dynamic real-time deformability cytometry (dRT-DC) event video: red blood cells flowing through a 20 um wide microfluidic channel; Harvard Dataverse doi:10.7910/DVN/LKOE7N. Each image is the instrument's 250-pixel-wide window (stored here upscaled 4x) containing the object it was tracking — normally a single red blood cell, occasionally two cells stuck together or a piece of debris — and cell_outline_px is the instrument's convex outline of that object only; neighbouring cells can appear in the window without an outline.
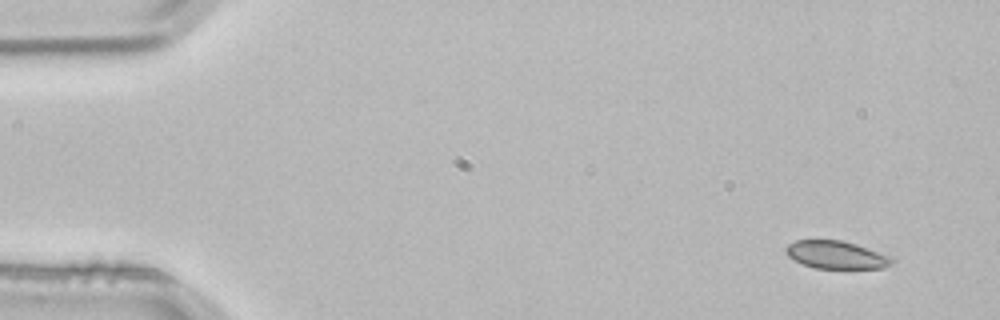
{"species": "common noctule bat (a hibernating species)", "species_latin": "Nyctalus noctula", "temperature_condition": "room temperature", "stored_images_in_passage": 4, "segment_of_instrument_passage": [1, 2], "camera_frame_rate_fps": 3000, "um_per_image_px": 0.085, "animal": {"sex": "male", "body_mass_g": 21.5, "forearm_length_mm": 52.0}, "frame": {"image": 1, "passage_image": 1, "time_ms": 0.0, "image_size_px": [1000, 320], "cell_outline_px": [[892, 264], [884, 268], [816, 268], [804, 264], [788, 256], [784, 252], [784, 248], [788, 244], [796, 240], [840, 240], [856, 244], [892, 256]], "centroid_in_image_um": [71.08, 21.65], "position_along_channel_um": 13.9, "area_um2": 17.11}}
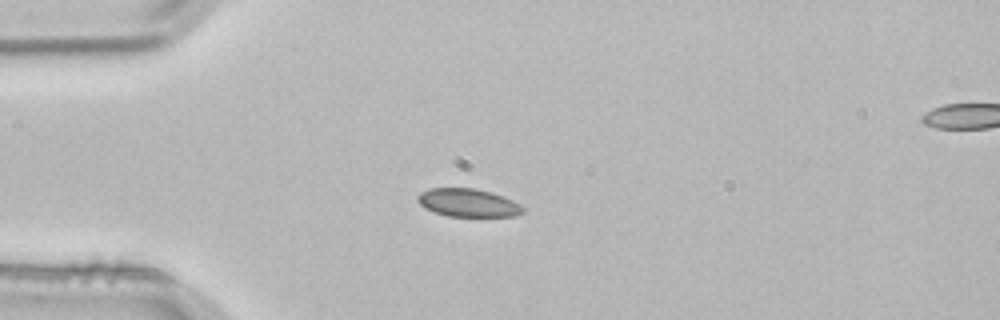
{"frame": {"image": 2, "passage_image": 3, "time_ms": 0.667, "image_size_px": [1000, 320], "cell_outline_px": [[524, 212], [516, 216], [448, 216], [424, 208], [416, 200], [416, 196], [420, 192], [428, 188], [476, 188], [492, 192], [512, 200], [520, 204], [524, 208]], "centroid_in_image_um": [39.77, 17.22], "position_along_channel_um": 45.2, "area_um2": 17.34}}